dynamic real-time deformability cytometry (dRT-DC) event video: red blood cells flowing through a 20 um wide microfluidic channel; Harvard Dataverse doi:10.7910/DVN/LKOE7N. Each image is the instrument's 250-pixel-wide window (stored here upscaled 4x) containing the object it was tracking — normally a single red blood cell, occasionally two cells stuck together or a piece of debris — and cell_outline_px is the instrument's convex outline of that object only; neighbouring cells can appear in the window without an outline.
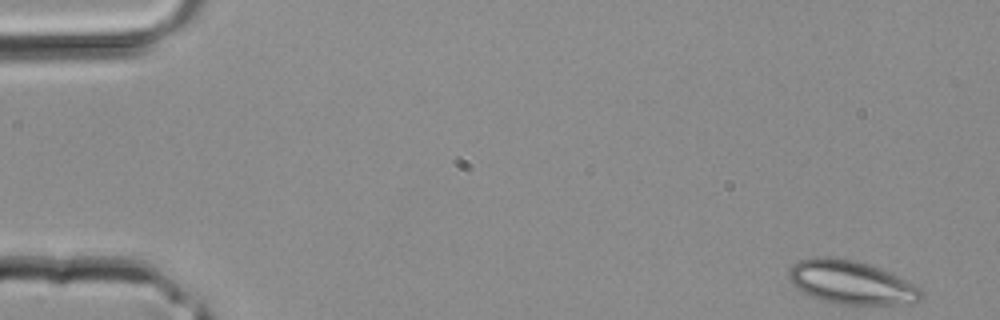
{"species": "common noctule bat (a hibernating species)", "species_latin": "Nyctalus noctula", "temperature_condition": "room temperature", "stored_images_in_passage": 38, "camera_frame_rate_fps": 3000, "um_per_image_px": 0.085, "animal": {"sex": "male", "body_mass_g": 20.4}, "frame": {"image": 1, "passage_image": 1, "time_ms": 0.0, "image_size_px": [1000, 320], "cell_outline_px": [[924, 296], [920, 300], [896, 304], [844, 304], [824, 300], [812, 296], [796, 288], [788, 280], [788, 272], [792, 264], [800, 260], [816, 256], [832, 256], [856, 260], [892, 272], [908, 280], [920, 288], [924, 292]], "centroid_in_image_um": [72.35, 23.97], "position_along_channel_um": 12.7, "area_um2": 33.7}}
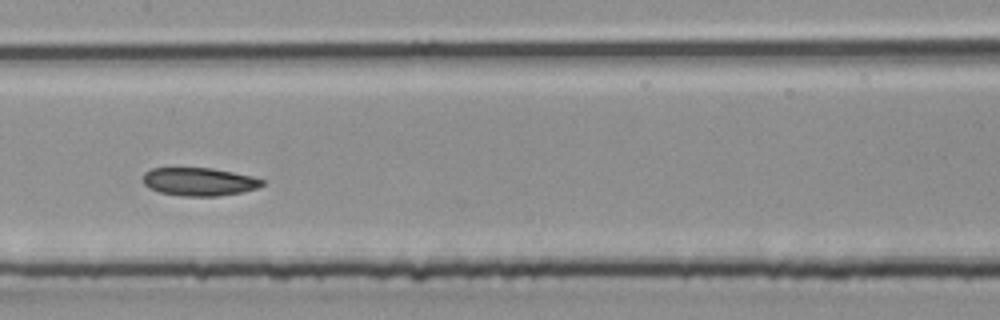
{"frame": {"image": 2, "passage_image": 19, "time_ms": 6.0, "image_size_px": [1000, 320], "cell_outline_px": [[264, 184], [256, 188], [240, 192], [220, 196], [180, 196], [160, 192], [144, 184], [144, 172], [152, 168], [212, 168], [252, 176], [264, 180]], "centroid_in_image_um": [16.93, 15.44], "position_along_channel_um": 190.5, "area_um2": 19.36}}
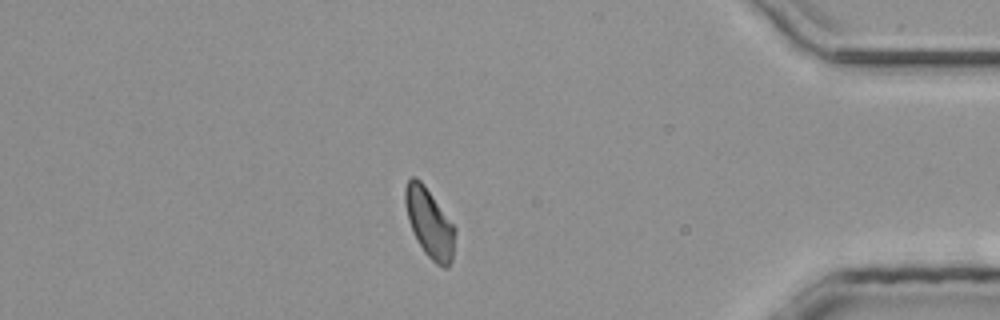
{"frame": {"image": 3, "passage_image": 33, "time_ms": 10.667, "image_size_px": [1000, 320], "cell_outline_px": [[456, 232], [452, 260], [448, 268], [444, 268], [436, 264], [424, 252], [408, 220], [404, 204], [404, 188], [408, 180], [412, 176], [416, 176], [424, 184], [456, 228]], "centroid_in_image_um": [36.51, 18.94], "position_along_channel_um": 398.7, "area_um2": 20.06}}